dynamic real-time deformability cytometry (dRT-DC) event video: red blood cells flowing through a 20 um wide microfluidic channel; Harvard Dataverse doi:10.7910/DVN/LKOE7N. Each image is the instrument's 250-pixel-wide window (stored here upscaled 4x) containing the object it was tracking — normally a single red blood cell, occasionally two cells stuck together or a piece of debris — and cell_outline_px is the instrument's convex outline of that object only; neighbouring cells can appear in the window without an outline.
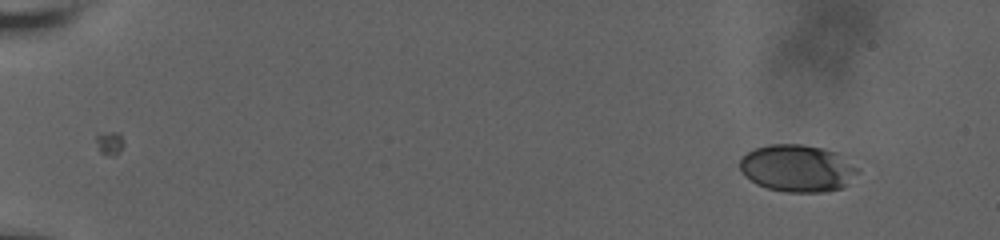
{"species": "human", "species_latin": "Homo sapiens", "temperature_condition": "room temperature", "stored_images_in_passage": 18, "camera_frame_rate_fps": 3000, "um_per_image_px": 0.085, "donor": {"sex": "male"}, "frame": {"image": 1, "passage_image": 1, "time_ms": 0.0, "image_size_px": [1000, 240], "cell_outline_px": [[860, 172], [840, 188], [824, 192], [788, 192], [768, 188], [756, 184], [744, 176], [740, 168], [740, 160], [748, 152], [756, 148], [768, 144], [804, 144], [824, 148], [836, 152], [860, 168]], "centroid_in_image_um": [67.79, 14.29], "position_along_channel_um": 17.2, "area_um2": 32.43}}
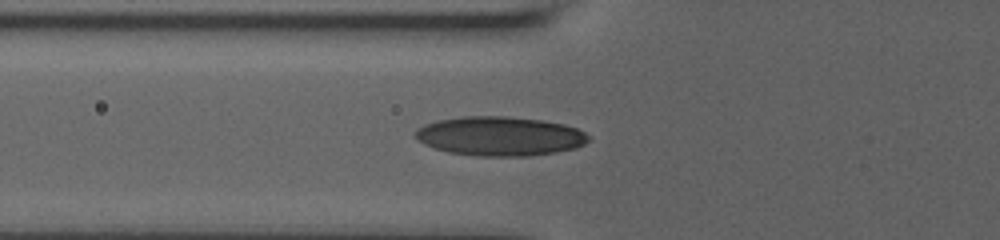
{"frame": {"image": 2, "passage_image": 11, "time_ms": 6.333, "image_size_px": [1000, 240], "cell_outline_px": [[592, 140], [576, 148], [556, 152], [532, 156], [476, 156], [448, 152], [424, 144], [416, 140], [412, 136], [416, 128], [424, 124], [436, 120], [460, 116], [508, 116], [540, 120], [564, 124], [576, 128], [584, 132]], "centroid_in_image_um": [42.45, 11.57], "position_along_channel_um": 83.4, "area_um2": 40.06}}
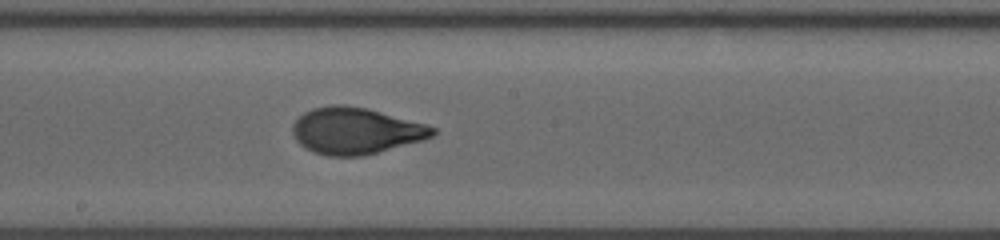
{"frame": {"image": 3, "passage_image": 18, "time_ms": 10.0, "image_size_px": [1000, 240], "cell_outline_px": [[436, 132], [432, 136], [424, 140], [364, 156], [328, 156], [312, 152], [300, 144], [296, 140], [292, 132], [292, 124], [304, 112], [312, 108], [332, 104], [344, 104], [368, 108], [428, 124], [436, 128]], "centroid_in_image_um": [30.24, 11.11], "position_along_channel_um": 218.0, "area_um2": 38.38}}